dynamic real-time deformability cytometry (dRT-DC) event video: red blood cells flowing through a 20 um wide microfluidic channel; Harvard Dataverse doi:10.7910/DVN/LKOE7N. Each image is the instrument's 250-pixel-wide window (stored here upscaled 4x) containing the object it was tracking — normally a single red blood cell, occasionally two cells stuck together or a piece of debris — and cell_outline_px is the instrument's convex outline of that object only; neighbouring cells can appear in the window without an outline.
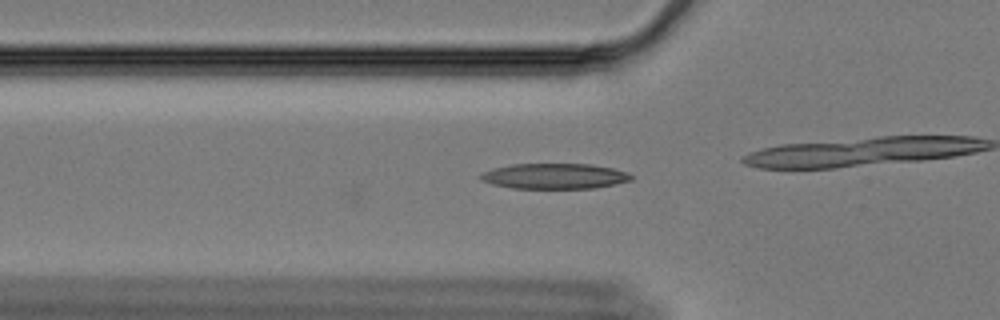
{"species": "Egyptian fruit bat (a non-hibernating species)", "species_latin": "Rousettus aegyptiacus", "temperature_condition": "cold", "stored_images_in_passage": 9, "camera_frame_rate_fps": 3000, "um_per_image_px": 0.085, "animal": {"sex": "female"}, "frame": {"image": 1, "passage_image": 7, "time_ms": 2.0, "image_size_px": [1000, 320], "cell_outline_px": [[632, 180], [596, 188], [512, 188], [492, 184], [480, 180], [480, 176], [484, 172], [492, 168], [512, 164], [592, 164], [612, 168], [628, 172], [632, 176]], "centroid_in_image_um": [47.14, 14.97], "position_along_channel_um": 78.7, "area_um2": 22.31}}